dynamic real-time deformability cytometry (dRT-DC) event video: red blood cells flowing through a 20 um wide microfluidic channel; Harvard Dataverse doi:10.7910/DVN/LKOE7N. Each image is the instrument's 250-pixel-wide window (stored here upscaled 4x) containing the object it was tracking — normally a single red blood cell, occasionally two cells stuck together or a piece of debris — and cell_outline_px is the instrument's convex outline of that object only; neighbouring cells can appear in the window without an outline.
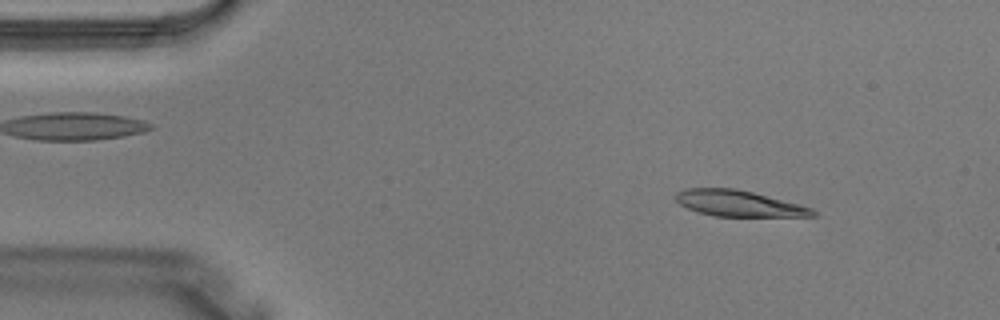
{"species": "Egyptian fruit bat (a non-hibernating species)", "species_latin": "Rousettus aegyptiacus", "temperature_condition": "warm", "stored_images_in_passage": 4, "camera_frame_rate_fps": 3000, "um_per_image_px": 0.085, "animal": {"sex": "male"}, "frame": {"image": 1, "passage_image": 1, "time_ms": 0.0, "image_size_px": [1000, 320], "cell_outline_px": [[816, 216], [716, 216], [700, 212], [688, 208], [680, 204], [676, 200], [676, 192], [684, 188], [736, 188], [800, 204], [812, 208], [816, 212]], "centroid_in_image_um": [62.79, 17.28], "position_along_channel_um": 22.2, "area_um2": 20.58}}